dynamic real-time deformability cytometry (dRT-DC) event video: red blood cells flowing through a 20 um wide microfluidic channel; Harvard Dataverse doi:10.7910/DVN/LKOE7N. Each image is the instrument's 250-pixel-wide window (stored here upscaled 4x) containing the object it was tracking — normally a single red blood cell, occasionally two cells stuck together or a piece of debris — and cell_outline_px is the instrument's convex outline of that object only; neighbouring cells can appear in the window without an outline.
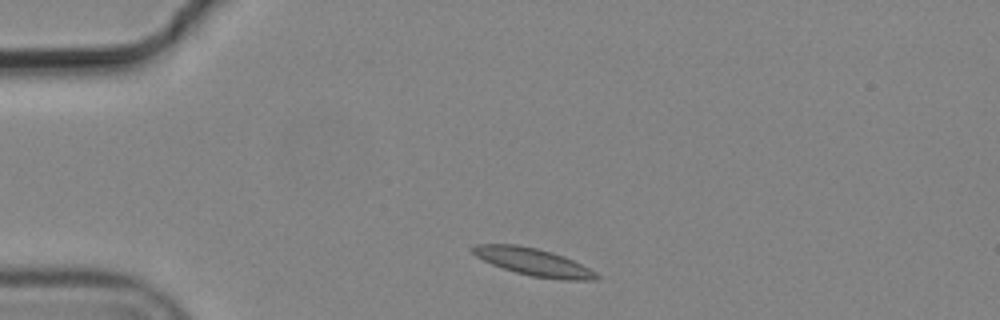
{"species": "common noctule bat (a hibernating species)", "species_latin": "Nyctalus noctula", "temperature_condition": "cold", "stored_images_in_passage": 2, "camera_frame_rate_fps": 3000, "um_per_image_px": 0.085, "animal": {"sex": "male", "body_mass_g": 19.2, "forearm_length_mm": 51.8}, "frame": {"image": 1, "passage_image": 1, "time_ms": 0.0, "image_size_px": [1000, 320], "cell_outline_px": [[600, 276], [596, 280], [560, 280], [532, 276], [516, 272], [492, 264], [476, 256], [468, 248], [476, 244], [516, 244], [536, 248], [552, 252], [564, 256], [596, 272]], "centroid_in_image_um": [45.33, 22.26], "position_along_channel_um": 39.7, "area_um2": 19.71}}